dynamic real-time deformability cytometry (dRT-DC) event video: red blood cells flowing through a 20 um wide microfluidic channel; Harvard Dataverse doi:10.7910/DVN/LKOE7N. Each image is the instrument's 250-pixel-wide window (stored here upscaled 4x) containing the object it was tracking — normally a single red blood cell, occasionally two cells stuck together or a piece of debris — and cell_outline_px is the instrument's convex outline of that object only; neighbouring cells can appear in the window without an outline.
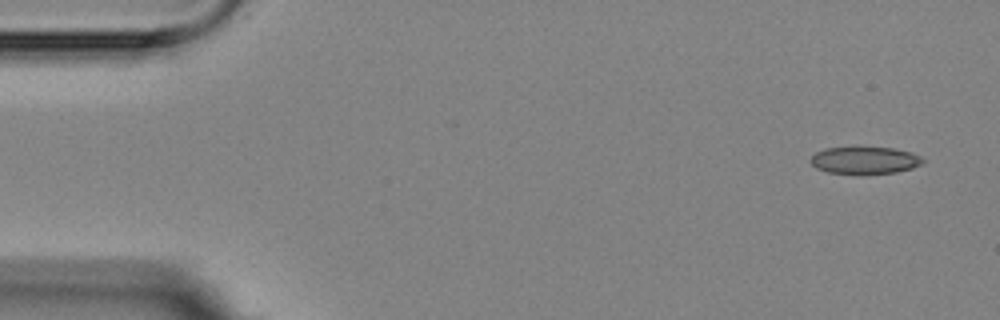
{"species": "Egyptian fruit bat (a non-hibernating species)", "species_latin": "Rousettus aegyptiacus", "temperature_condition": "room temperature", "stored_images_in_passage": 3, "camera_frame_rate_fps": 3000, "um_per_image_px": 0.085, "animal": {"sex": "female"}, "frame": {"image": 1, "passage_image": 1, "time_ms": 0.0, "image_size_px": [1000, 320], "cell_outline_px": [[924, 160], [920, 164], [912, 168], [896, 172], [828, 172], [816, 168], [808, 160], [816, 152], [824, 148], [856, 144], [892, 148], [912, 152], [920, 156]], "centroid_in_image_um": [73.46, 13.54], "position_along_channel_um": 11.5, "area_um2": 18.09}}